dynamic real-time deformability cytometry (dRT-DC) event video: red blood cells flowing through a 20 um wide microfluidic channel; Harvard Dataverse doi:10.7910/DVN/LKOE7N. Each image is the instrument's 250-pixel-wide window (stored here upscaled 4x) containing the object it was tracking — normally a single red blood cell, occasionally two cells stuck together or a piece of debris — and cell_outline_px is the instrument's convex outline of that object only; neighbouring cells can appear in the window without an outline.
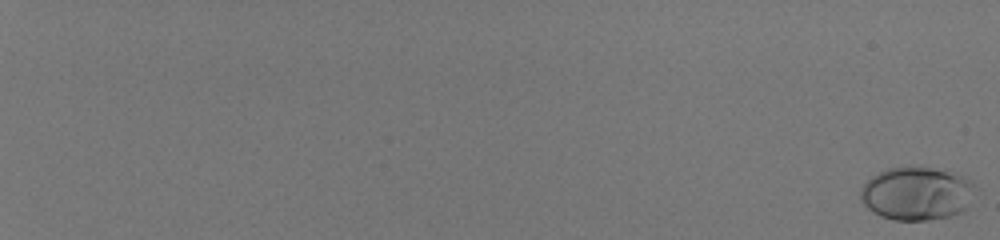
{"species": "human", "species_latin": "Homo sapiens", "temperature_condition": "room temperature", "stored_images_in_passage": 24, "camera_frame_rate_fps": 3000, "um_per_image_px": 0.085, "donor": {"sex": "male"}, "frame": {"image": 1, "passage_image": 1, "time_ms": 0.0, "image_size_px": [1000, 240], "cell_outline_px": [[972, 184], [964, 208], [960, 212], [948, 216], [924, 220], [896, 220], [880, 216], [868, 208], [860, 200], [860, 192], [864, 184], [872, 176], [888, 168], [932, 168], [960, 176], [968, 180]], "centroid_in_image_um": [77.8, 16.47], "position_along_channel_um": 7.2, "area_um2": 34.16}}
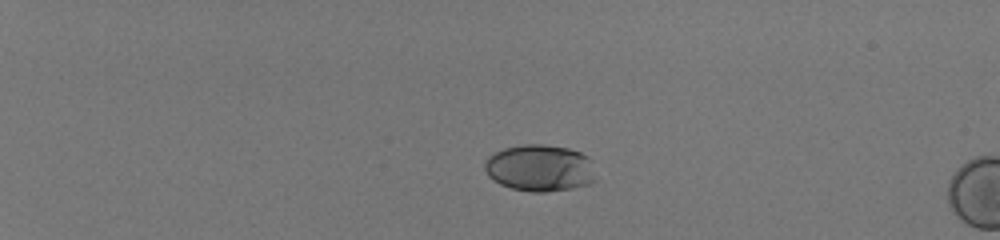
{"frame": {"image": 2, "passage_image": 18, "time_ms": 5.667, "image_size_px": [1000, 240], "cell_outline_px": [[592, 180], [588, 184], [572, 188], [548, 192], [532, 192], [512, 188], [500, 184], [488, 176], [484, 168], [484, 164], [488, 156], [504, 148], [524, 144], [544, 144], [568, 148], [580, 152], [588, 156], [592, 160]], "centroid_in_image_um": [45.85, 14.27], "position_along_channel_um": 39.1, "area_um2": 30.17}}